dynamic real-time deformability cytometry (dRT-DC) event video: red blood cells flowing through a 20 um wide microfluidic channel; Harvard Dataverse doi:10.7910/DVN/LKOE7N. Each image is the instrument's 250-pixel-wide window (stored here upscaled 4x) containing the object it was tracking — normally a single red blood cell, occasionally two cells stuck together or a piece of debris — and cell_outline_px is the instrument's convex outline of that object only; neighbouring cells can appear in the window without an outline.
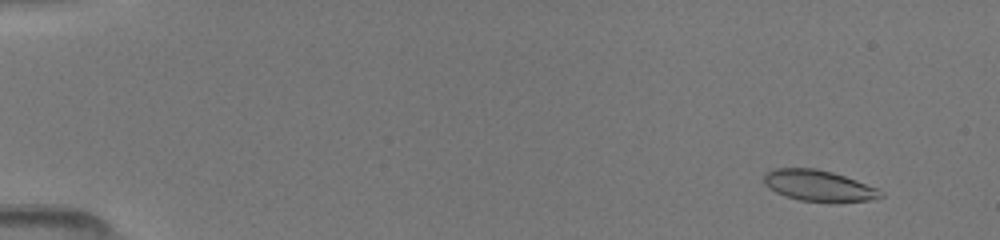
{"species": "common noctule bat (a hibernating species)", "species_latin": "Nyctalus noctula", "temperature_condition": "room temperature", "stored_images_in_passage": 13, "camera_frame_rate_fps": 3000, "um_per_image_px": 0.085, "animal": {"sex": "female", "body_mass_g": 19.5, "forearm_length_mm": 54.1}, "frame": {"image": 1, "passage_image": 3, "time_ms": 1.0, "image_size_px": [1000, 240], "cell_outline_px": [[884, 196], [868, 200], [800, 200], [776, 192], [768, 188], [764, 184], [764, 176], [768, 172], [776, 168], [816, 168], [832, 172], [844, 176], [876, 188], [884, 192]], "centroid_in_image_um": [69.54, 15.75], "position_along_channel_um": 15.5, "area_um2": 20.29}}
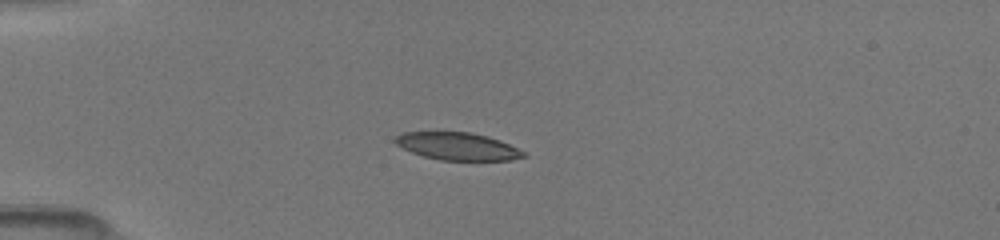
{"frame": {"image": 2, "passage_image": 9, "time_ms": 4.333, "image_size_px": [1000, 240], "cell_outline_px": [[528, 156], [512, 160], [440, 160], [424, 156], [412, 152], [396, 144], [392, 140], [396, 136], [404, 132], [468, 132], [488, 136], [508, 144], [524, 152]], "centroid_in_image_um": [38.88, 12.43], "position_along_channel_um": 46.1, "area_um2": 20.4}}
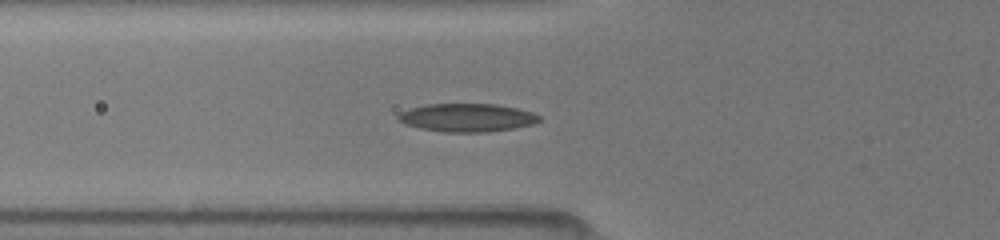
{"frame": {"image": 3, "passage_image": 12, "time_ms": 6.0, "image_size_px": [1000, 240], "cell_outline_px": [[540, 120], [532, 124], [512, 128], [488, 132], [444, 132], [420, 128], [408, 124], [400, 120], [396, 116], [400, 112], [412, 108], [428, 104], [496, 104], [516, 108], [532, 112], [540, 116]], "centroid_in_image_um": [39.71, 9.99], "position_along_channel_um": 86.1, "area_um2": 22.89}}